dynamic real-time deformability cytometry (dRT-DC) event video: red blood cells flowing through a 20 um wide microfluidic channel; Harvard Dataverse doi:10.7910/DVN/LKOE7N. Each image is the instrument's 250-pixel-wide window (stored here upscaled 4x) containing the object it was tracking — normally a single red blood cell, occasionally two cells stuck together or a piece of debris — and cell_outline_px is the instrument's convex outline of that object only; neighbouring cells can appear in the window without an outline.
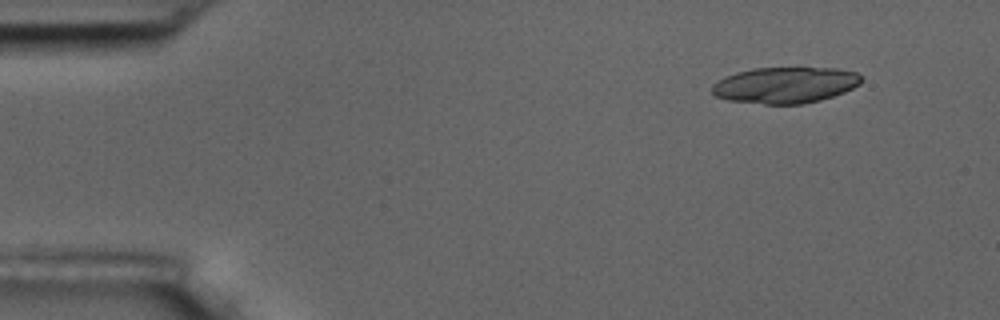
{"species": "common noctule bat (a hibernating species)", "species_latin": "Nyctalus noctula", "temperature_condition": "room temperature", "stored_images_in_passage": 5, "camera_frame_rate_fps": 3000, "um_per_image_px": 0.085, "animal": {"sex": "male", "body_mass_g": 17.5, "forearm_length_mm": 52.3}, "frame": {"image": 1, "passage_image": 1, "time_ms": 0.0, "image_size_px": [1000, 320], "cell_outline_px": [[860, 84], [844, 92], [820, 100], [804, 104], [764, 104], [728, 100], [716, 96], [712, 92], [712, 84], [724, 76], [736, 72], [752, 68], [836, 68], [856, 72], [860, 76]], "centroid_in_image_um": [66.71, 7.23], "position_along_channel_um": 18.3, "area_um2": 31.44}}